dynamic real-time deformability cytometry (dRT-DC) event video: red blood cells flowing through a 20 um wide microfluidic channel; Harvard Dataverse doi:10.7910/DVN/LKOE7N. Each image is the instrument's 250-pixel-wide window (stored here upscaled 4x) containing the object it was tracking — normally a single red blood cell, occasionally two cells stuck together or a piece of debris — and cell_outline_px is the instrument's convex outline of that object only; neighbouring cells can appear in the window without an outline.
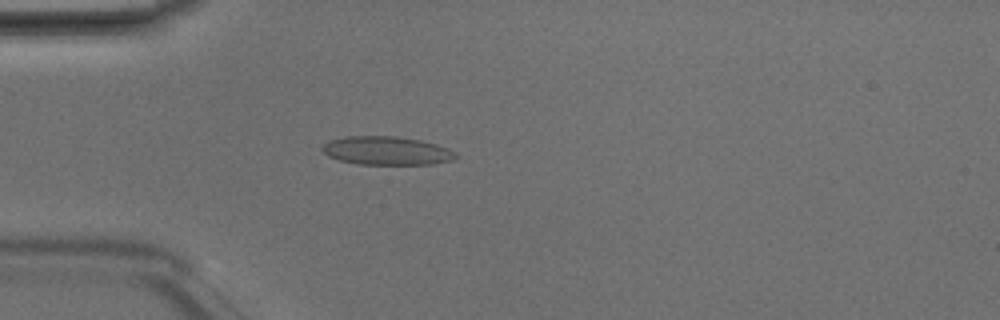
{"species": "Egyptian fruit bat (a non-hibernating species)", "species_latin": "Rousettus aegyptiacus", "temperature_condition": "room temperature", "stored_images_in_passage": 49, "camera_frame_rate_fps": 3000, "um_per_image_px": 0.085, "animal": {"sex": "male"}, "frame": {"image": 1, "passage_image": 14, "time_ms": 4.333, "image_size_px": [1000, 320], "cell_outline_px": [[460, 156], [452, 160], [432, 164], [360, 164], [340, 160], [328, 156], [320, 148], [324, 144], [332, 140], [344, 136], [396, 136], [420, 140], [436, 144], [448, 148], [456, 152]], "centroid_in_image_um": [32.9, 12.8], "position_along_channel_um": 52.1, "area_um2": 22.14}}
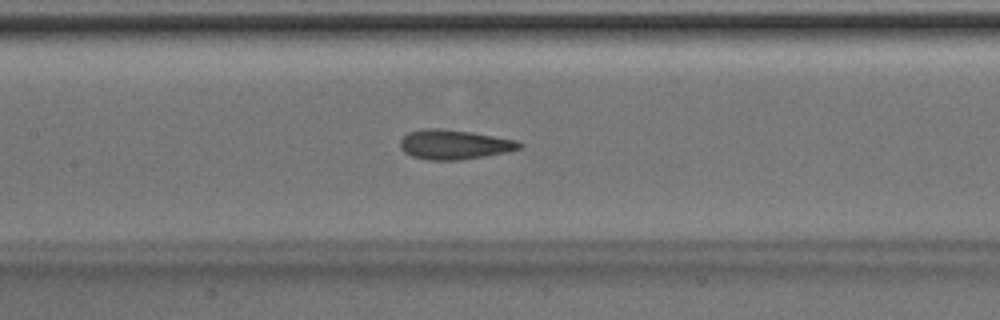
{"frame": {"image": 2, "passage_image": 23, "time_ms": 7.333, "image_size_px": [1000, 320], "cell_outline_px": [[524, 144], [520, 148], [508, 152], [460, 160], [428, 160], [412, 156], [404, 152], [400, 148], [400, 140], [408, 132], [420, 128], [436, 128], [472, 132], [516, 140]], "centroid_in_image_um": [38.59, 12.28], "position_along_channel_um": 168.8, "area_um2": 20.63}}
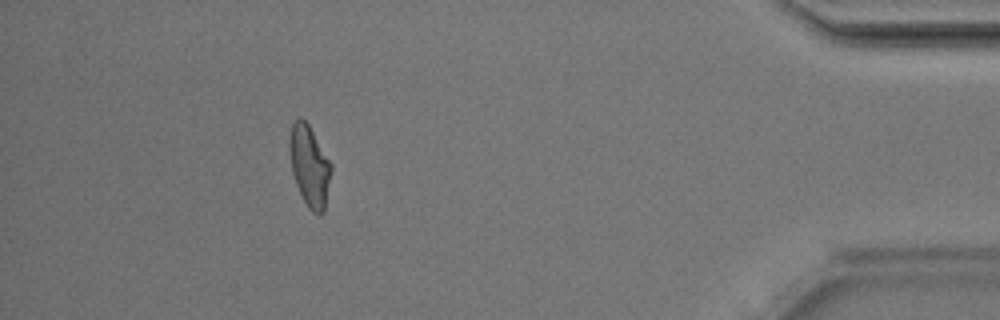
{"frame": {"image": 3, "passage_image": 44, "time_ms": 14.333, "image_size_px": [1000, 320], "cell_outline_px": [[332, 168], [324, 212], [320, 216], [312, 212], [308, 208], [296, 184], [292, 172], [288, 152], [288, 136], [292, 124], [300, 116], [308, 124], [332, 164]], "centroid_in_image_um": [26.29, 14.1], "position_along_channel_um": 408.9, "area_um2": 19.83}, "authors_computed_cell_mechanics": {"area_um2": 20.3456, "velocity_mm_per_s": 4.1979, "shape_relaxation_time_tau1_ms": 2.7638, "shape_relaxation_time_tau2_ms": 1.1659, "deformation_change_tau1": 0.1403, "deformation_change_tau2": 0.0929}}